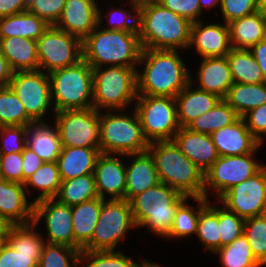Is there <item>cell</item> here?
Here are the masks:
<instances>
[{
  "label": "cell",
  "mask_w": 266,
  "mask_h": 267,
  "mask_svg": "<svg viewBox=\"0 0 266 267\" xmlns=\"http://www.w3.org/2000/svg\"><path fill=\"white\" fill-rule=\"evenodd\" d=\"M190 71L179 50L142 48L137 66L138 95L175 98L190 83Z\"/></svg>",
  "instance_id": "1"
},
{
  "label": "cell",
  "mask_w": 266,
  "mask_h": 267,
  "mask_svg": "<svg viewBox=\"0 0 266 267\" xmlns=\"http://www.w3.org/2000/svg\"><path fill=\"white\" fill-rule=\"evenodd\" d=\"M192 23L157 0L139 3L138 35L142 48L188 51Z\"/></svg>",
  "instance_id": "2"
},
{
  "label": "cell",
  "mask_w": 266,
  "mask_h": 267,
  "mask_svg": "<svg viewBox=\"0 0 266 267\" xmlns=\"http://www.w3.org/2000/svg\"><path fill=\"white\" fill-rule=\"evenodd\" d=\"M83 59L94 69L137 67L142 46L138 32L106 30L99 25L82 41Z\"/></svg>",
  "instance_id": "3"
},
{
  "label": "cell",
  "mask_w": 266,
  "mask_h": 267,
  "mask_svg": "<svg viewBox=\"0 0 266 267\" xmlns=\"http://www.w3.org/2000/svg\"><path fill=\"white\" fill-rule=\"evenodd\" d=\"M160 182L189 198L204 197V173L172 141L149 143Z\"/></svg>",
  "instance_id": "4"
},
{
  "label": "cell",
  "mask_w": 266,
  "mask_h": 267,
  "mask_svg": "<svg viewBox=\"0 0 266 267\" xmlns=\"http://www.w3.org/2000/svg\"><path fill=\"white\" fill-rule=\"evenodd\" d=\"M187 198L162 182L148 188L130 201L136 227H147L158 238H166L178 207Z\"/></svg>",
  "instance_id": "5"
},
{
  "label": "cell",
  "mask_w": 266,
  "mask_h": 267,
  "mask_svg": "<svg viewBox=\"0 0 266 267\" xmlns=\"http://www.w3.org/2000/svg\"><path fill=\"white\" fill-rule=\"evenodd\" d=\"M129 111L99 112L101 153L127 155L147 151L149 142L144 137L137 111L134 107Z\"/></svg>",
  "instance_id": "6"
},
{
  "label": "cell",
  "mask_w": 266,
  "mask_h": 267,
  "mask_svg": "<svg viewBox=\"0 0 266 267\" xmlns=\"http://www.w3.org/2000/svg\"><path fill=\"white\" fill-rule=\"evenodd\" d=\"M137 97V67L103 66L93 69V107L97 111L129 109Z\"/></svg>",
  "instance_id": "7"
},
{
  "label": "cell",
  "mask_w": 266,
  "mask_h": 267,
  "mask_svg": "<svg viewBox=\"0 0 266 267\" xmlns=\"http://www.w3.org/2000/svg\"><path fill=\"white\" fill-rule=\"evenodd\" d=\"M48 75L55 112L93 107V68L84 59Z\"/></svg>",
  "instance_id": "8"
},
{
  "label": "cell",
  "mask_w": 266,
  "mask_h": 267,
  "mask_svg": "<svg viewBox=\"0 0 266 267\" xmlns=\"http://www.w3.org/2000/svg\"><path fill=\"white\" fill-rule=\"evenodd\" d=\"M131 203L126 199H101V210L91 240L82 248L89 251H115L135 229Z\"/></svg>",
  "instance_id": "9"
},
{
  "label": "cell",
  "mask_w": 266,
  "mask_h": 267,
  "mask_svg": "<svg viewBox=\"0 0 266 267\" xmlns=\"http://www.w3.org/2000/svg\"><path fill=\"white\" fill-rule=\"evenodd\" d=\"M139 116L145 139L172 141L180 128L175 98L138 95L133 106Z\"/></svg>",
  "instance_id": "10"
},
{
  "label": "cell",
  "mask_w": 266,
  "mask_h": 267,
  "mask_svg": "<svg viewBox=\"0 0 266 267\" xmlns=\"http://www.w3.org/2000/svg\"><path fill=\"white\" fill-rule=\"evenodd\" d=\"M256 152L258 153V149L244 155L219 156L204 173V197L217 200L232 186L258 173L266 164L254 157Z\"/></svg>",
  "instance_id": "11"
},
{
  "label": "cell",
  "mask_w": 266,
  "mask_h": 267,
  "mask_svg": "<svg viewBox=\"0 0 266 267\" xmlns=\"http://www.w3.org/2000/svg\"><path fill=\"white\" fill-rule=\"evenodd\" d=\"M39 70L49 74L83 59L82 40L50 25L36 40Z\"/></svg>",
  "instance_id": "12"
},
{
  "label": "cell",
  "mask_w": 266,
  "mask_h": 267,
  "mask_svg": "<svg viewBox=\"0 0 266 267\" xmlns=\"http://www.w3.org/2000/svg\"><path fill=\"white\" fill-rule=\"evenodd\" d=\"M52 117L62 147L100 148L99 111L94 107L62 110Z\"/></svg>",
  "instance_id": "13"
},
{
  "label": "cell",
  "mask_w": 266,
  "mask_h": 267,
  "mask_svg": "<svg viewBox=\"0 0 266 267\" xmlns=\"http://www.w3.org/2000/svg\"><path fill=\"white\" fill-rule=\"evenodd\" d=\"M8 86L20 99L27 115L34 122L46 121L44 117L48 112L56 113L51 99L50 78L44 71L14 72Z\"/></svg>",
  "instance_id": "14"
},
{
  "label": "cell",
  "mask_w": 266,
  "mask_h": 267,
  "mask_svg": "<svg viewBox=\"0 0 266 267\" xmlns=\"http://www.w3.org/2000/svg\"><path fill=\"white\" fill-rule=\"evenodd\" d=\"M34 223L14 225L0 251V267H38L46 239Z\"/></svg>",
  "instance_id": "15"
},
{
  "label": "cell",
  "mask_w": 266,
  "mask_h": 267,
  "mask_svg": "<svg viewBox=\"0 0 266 267\" xmlns=\"http://www.w3.org/2000/svg\"><path fill=\"white\" fill-rule=\"evenodd\" d=\"M217 201L245 219L266 213V165L251 178L232 186Z\"/></svg>",
  "instance_id": "16"
},
{
  "label": "cell",
  "mask_w": 266,
  "mask_h": 267,
  "mask_svg": "<svg viewBox=\"0 0 266 267\" xmlns=\"http://www.w3.org/2000/svg\"><path fill=\"white\" fill-rule=\"evenodd\" d=\"M33 223H45L47 243L63 244L74 248V232L71 206L56 198L42 199L34 203Z\"/></svg>",
  "instance_id": "17"
},
{
  "label": "cell",
  "mask_w": 266,
  "mask_h": 267,
  "mask_svg": "<svg viewBox=\"0 0 266 267\" xmlns=\"http://www.w3.org/2000/svg\"><path fill=\"white\" fill-rule=\"evenodd\" d=\"M124 158L126 155L123 154L101 153L99 155L94 169L99 198L125 199L127 161Z\"/></svg>",
  "instance_id": "18"
},
{
  "label": "cell",
  "mask_w": 266,
  "mask_h": 267,
  "mask_svg": "<svg viewBox=\"0 0 266 267\" xmlns=\"http://www.w3.org/2000/svg\"><path fill=\"white\" fill-rule=\"evenodd\" d=\"M192 48L200 58L226 56L231 50L228 24H207L205 20L192 23L188 51Z\"/></svg>",
  "instance_id": "19"
},
{
  "label": "cell",
  "mask_w": 266,
  "mask_h": 267,
  "mask_svg": "<svg viewBox=\"0 0 266 267\" xmlns=\"http://www.w3.org/2000/svg\"><path fill=\"white\" fill-rule=\"evenodd\" d=\"M99 4L98 0H66L54 26L83 41L99 25Z\"/></svg>",
  "instance_id": "20"
},
{
  "label": "cell",
  "mask_w": 266,
  "mask_h": 267,
  "mask_svg": "<svg viewBox=\"0 0 266 267\" xmlns=\"http://www.w3.org/2000/svg\"><path fill=\"white\" fill-rule=\"evenodd\" d=\"M219 156L244 155L257 151L262 145L247 127L243 117L210 134Z\"/></svg>",
  "instance_id": "21"
},
{
  "label": "cell",
  "mask_w": 266,
  "mask_h": 267,
  "mask_svg": "<svg viewBox=\"0 0 266 267\" xmlns=\"http://www.w3.org/2000/svg\"><path fill=\"white\" fill-rule=\"evenodd\" d=\"M196 79L190 73V82L196 88L208 93H213L224 99L230 87L234 84L226 56L208 57L199 60ZM198 82L196 84L195 82Z\"/></svg>",
  "instance_id": "22"
},
{
  "label": "cell",
  "mask_w": 266,
  "mask_h": 267,
  "mask_svg": "<svg viewBox=\"0 0 266 267\" xmlns=\"http://www.w3.org/2000/svg\"><path fill=\"white\" fill-rule=\"evenodd\" d=\"M125 199L131 201L136 195L160 183L154 159L147 150L127 154ZM129 159V160H128Z\"/></svg>",
  "instance_id": "23"
},
{
  "label": "cell",
  "mask_w": 266,
  "mask_h": 267,
  "mask_svg": "<svg viewBox=\"0 0 266 267\" xmlns=\"http://www.w3.org/2000/svg\"><path fill=\"white\" fill-rule=\"evenodd\" d=\"M34 202L22 183L0 180V215L14 225L33 223Z\"/></svg>",
  "instance_id": "24"
},
{
  "label": "cell",
  "mask_w": 266,
  "mask_h": 267,
  "mask_svg": "<svg viewBox=\"0 0 266 267\" xmlns=\"http://www.w3.org/2000/svg\"><path fill=\"white\" fill-rule=\"evenodd\" d=\"M173 141L199 169L205 173L218 159L219 154L209 134L180 127Z\"/></svg>",
  "instance_id": "25"
},
{
  "label": "cell",
  "mask_w": 266,
  "mask_h": 267,
  "mask_svg": "<svg viewBox=\"0 0 266 267\" xmlns=\"http://www.w3.org/2000/svg\"><path fill=\"white\" fill-rule=\"evenodd\" d=\"M220 100L217 95L199 90L190 82L175 97L180 127H187L194 119L212 110Z\"/></svg>",
  "instance_id": "26"
},
{
  "label": "cell",
  "mask_w": 266,
  "mask_h": 267,
  "mask_svg": "<svg viewBox=\"0 0 266 267\" xmlns=\"http://www.w3.org/2000/svg\"><path fill=\"white\" fill-rule=\"evenodd\" d=\"M47 121L30 123L27 126L26 146L45 162H57L62 144L57 126Z\"/></svg>",
  "instance_id": "27"
},
{
  "label": "cell",
  "mask_w": 266,
  "mask_h": 267,
  "mask_svg": "<svg viewBox=\"0 0 266 267\" xmlns=\"http://www.w3.org/2000/svg\"><path fill=\"white\" fill-rule=\"evenodd\" d=\"M100 154V148L62 147L57 158L61 180H70L94 173Z\"/></svg>",
  "instance_id": "28"
},
{
  "label": "cell",
  "mask_w": 266,
  "mask_h": 267,
  "mask_svg": "<svg viewBox=\"0 0 266 267\" xmlns=\"http://www.w3.org/2000/svg\"><path fill=\"white\" fill-rule=\"evenodd\" d=\"M230 45L235 49H250L266 38V14L256 11L228 23Z\"/></svg>",
  "instance_id": "29"
},
{
  "label": "cell",
  "mask_w": 266,
  "mask_h": 267,
  "mask_svg": "<svg viewBox=\"0 0 266 267\" xmlns=\"http://www.w3.org/2000/svg\"><path fill=\"white\" fill-rule=\"evenodd\" d=\"M0 50L14 72L39 70L35 40L20 37L0 38Z\"/></svg>",
  "instance_id": "30"
},
{
  "label": "cell",
  "mask_w": 266,
  "mask_h": 267,
  "mask_svg": "<svg viewBox=\"0 0 266 267\" xmlns=\"http://www.w3.org/2000/svg\"><path fill=\"white\" fill-rule=\"evenodd\" d=\"M101 210V198L71 206L74 248H82L91 240Z\"/></svg>",
  "instance_id": "31"
},
{
  "label": "cell",
  "mask_w": 266,
  "mask_h": 267,
  "mask_svg": "<svg viewBox=\"0 0 266 267\" xmlns=\"http://www.w3.org/2000/svg\"><path fill=\"white\" fill-rule=\"evenodd\" d=\"M49 26L37 15L25 11L0 18V38L20 37L36 41Z\"/></svg>",
  "instance_id": "32"
},
{
  "label": "cell",
  "mask_w": 266,
  "mask_h": 267,
  "mask_svg": "<svg viewBox=\"0 0 266 267\" xmlns=\"http://www.w3.org/2000/svg\"><path fill=\"white\" fill-rule=\"evenodd\" d=\"M191 200L194 201V203H197V208L196 206L190 204ZM207 203L208 199L205 197H188L178 207L171 231L165 239L168 241H181V239H188V237L196 235L199 213L207 205Z\"/></svg>",
  "instance_id": "33"
},
{
  "label": "cell",
  "mask_w": 266,
  "mask_h": 267,
  "mask_svg": "<svg viewBox=\"0 0 266 267\" xmlns=\"http://www.w3.org/2000/svg\"><path fill=\"white\" fill-rule=\"evenodd\" d=\"M224 100L243 117L251 109L266 104V82L259 84L234 83Z\"/></svg>",
  "instance_id": "34"
},
{
  "label": "cell",
  "mask_w": 266,
  "mask_h": 267,
  "mask_svg": "<svg viewBox=\"0 0 266 267\" xmlns=\"http://www.w3.org/2000/svg\"><path fill=\"white\" fill-rule=\"evenodd\" d=\"M61 182L57 162H45L25 181L24 187L28 197L32 195V192L37 191V194L38 191L40 192L36 198L32 199L35 203L42 199L55 198Z\"/></svg>",
  "instance_id": "35"
},
{
  "label": "cell",
  "mask_w": 266,
  "mask_h": 267,
  "mask_svg": "<svg viewBox=\"0 0 266 267\" xmlns=\"http://www.w3.org/2000/svg\"><path fill=\"white\" fill-rule=\"evenodd\" d=\"M120 4V7L118 5L111 6L107 13L103 16V9L101 8V4L99 5V26L106 30H117V31H126V32H138V8H139V2L134 0H122L118 1ZM125 4H124V3ZM129 8H126L124 5ZM130 4V5H129ZM124 6V7H123ZM126 8V9H125ZM106 19L105 21H103ZM104 22L106 24H104ZM108 23V24H107ZM104 26H103V25ZM108 25V26H107Z\"/></svg>",
  "instance_id": "36"
},
{
  "label": "cell",
  "mask_w": 266,
  "mask_h": 267,
  "mask_svg": "<svg viewBox=\"0 0 266 267\" xmlns=\"http://www.w3.org/2000/svg\"><path fill=\"white\" fill-rule=\"evenodd\" d=\"M226 58L234 83L259 84L266 82L249 49L231 48Z\"/></svg>",
  "instance_id": "37"
},
{
  "label": "cell",
  "mask_w": 266,
  "mask_h": 267,
  "mask_svg": "<svg viewBox=\"0 0 266 267\" xmlns=\"http://www.w3.org/2000/svg\"><path fill=\"white\" fill-rule=\"evenodd\" d=\"M214 201L213 203L208 200L207 205L200 211L195 235L204 250L212 255L220 249L219 206L218 201Z\"/></svg>",
  "instance_id": "38"
},
{
  "label": "cell",
  "mask_w": 266,
  "mask_h": 267,
  "mask_svg": "<svg viewBox=\"0 0 266 267\" xmlns=\"http://www.w3.org/2000/svg\"><path fill=\"white\" fill-rule=\"evenodd\" d=\"M55 198L68 206L99 198L94 173L62 181Z\"/></svg>",
  "instance_id": "39"
},
{
  "label": "cell",
  "mask_w": 266,
  "mask_h": 267,
  "mask_svg": "<svg viewBox=\"0 0 266 267\" xmlns=\"http://www.w3.org/2000/svg\"><path fill=\"white\" fill-rule=\"evenodd\" d=\"M240 116L224 100L221 99L212 110L194 119L188 126L191 131L212 134L214 131L234 123Z\"/></svg>",
  "instance_id": "40"
},
{
  "label": "cell",
  "mask_w": 266,
  "mask_h": 267,
  "mask_svg": "<svg viewBox=\"0 0 266 267\" xmlns=\"http://www.w3.org/2000/svg\"><path fill=\"white\" fill-rule=\"evenodd\" d=\"M213 255L218 256L220 267H261V263L255 258L243 233Z\"/></svg>",
  "instance_id": "41"
},
{
  "label": "cell",
  "mask_w": 266,
  "mask_h": 267,
  "mask_svg": "<svg viewBox=\"0 0 266 267\" xmlns=\"http://www.w3.org/2000/svg\"><path fill=\"white\" fill-rule=\"evenodd\" d=\"M33 122L13 90L9 86L0 88V127L28 126Z\"/></svg>",
  "instance_id": "42"
},
{
  "label": "cell",
  "mask_w": 266,
  "mask_h": 267,
  "mask_svg": "<svg viewBox=\"0 0 266 267\" xmlns=\"http://www.w3.org/2000/svg\"><path fill=\"white\" fill-rule=\"evenodd\" d=\"M144 260L145 258L142 257L141 262L138 263L120 250H82L80 253V267H138Z\"/></svg>",
  "instance_id": "43"
},
{
  "label": "cell",
  "mask_w": 266,
  "mask_h": 267,
  "mask_svg": "<svg viewBox=\"0 0 266 267\" xmlns=\"http://www.w3.org/2000/svg\"><path fill=\"white\" fill-rule=\"evenodd\" d=\"M80 253L70 246L46 243L38 267H79Z\"/></svg>",
  "instance_id": "44"
},
{
  "label": "cell",
  "mask_w": 266,
  "mask_h": 267,
  "mask_svg": "<svg viewBox=\"0 0 266 267\" xmlns=\"http://www.w3.org/2000/svg\"><path fill=\"white\" fill-rule=\"evenodd\" d=\"M243 234L255 258L262 263L266 258V213L245 219Z\"/></svg>",
  "instance_id": "45"
},
{
  "label": "cell",
  "mask_w": 266,
  "mask_h": 267,
  "mask_svg": "<svg viewBox=\"0 0 266 267\" xmlns=\"http://www.w3.org/2000/svg\"><path fill=\"white\" fill-rule=\"evenodd\" d=\"M220 248L232 243L243 233L244 219L219 202Z\"/></svg>",
  "instance_id": "46"
},
{
  "label": "cell",
  "mask_w": 266,
  "mask_h": 267,
  "mask_svg": "<svg viewBox=\"0 0 266 267\" xmlns=\"http://www.w3.org/2000/svg\"><path fill=\"white\" fill-rule=\"evenodd\" d=\"M26 138L27 126H1L0 154L23 152Z\"/></svg>",
  "instance_id": "47"
},
{
  "label": "cell",
  "mask_w": 266,
  "mask_h": 267,
  "mask_svg": "<svg viewBox=\"0 0 266 267\" xmlns=\"http://www.w3.org/2000/svg\"><path fill=\"white\" fill-rule=\"evenodd\" d=\"M219 8L221 21L228 24L258 11V0H221Z\"/></svg>",
  "instance_id": "48"
},
{
  "label": "cell",
  "mask_w": 266,
  "mask_h": 267,
  "mask_svg": "<svg viewBox=\"0 0 266 267\" xmlns=\"http://www.w3.org/2000/svg\"><path fill=\"white\" fill-rule=\"evenodd\" d=\"M66 0H35L28 11L43 19L49 25H55L60 18Z\"/></svg>",
  "instance_id": "49"
},
{
  "label": "cell",
  "mask_w": 266,
  "mask_h": 267,
  "mask_svg": "<svg viewBox=\"0 0 266 267\" xmlns=\"http://www.w3.org/2000/svg\"><path fill=\"white\" fill-rule=\"evenodd\" d=\"M0 175L3 180L22 183V152L0 154Z\"/></svg>",
  "instance_id": "50"
},
{
  "label": "cell",
  "mask_w": 266,
  "mask_h": 267,
  "mask_svg": "<svg viewBox=\"0 0 266 267\" xmlns=\"http://www.w3.org/2000/svg\"><path fill=\"white\" fill-rule=\"evenodd\" d=\"M172 12L188 19L191 23L203 20L199 0H157Z\"/></svg>",
  "instance_id": "51"
},
{
  "label": "cell",
  "mask_w": 266,
  "mask_h": 267,
  "mask_svg": "<svg viewBox=\"0 0 266 267\" xmlns=\"http://www.w3.org/2000/svg\"><path fill=\"white\" fill-rule=\"evenodd\" d=\"M248 129L263 146L266 140V104L251 109L243 116Z\"/></svg>",
  "instance_id": "52"
},
{
  "label": "cell",
  "mask_w": 266,
  "mask_h": 267,
  "mask_svg": "<svg viewBox=\"0 0 266 267\" xmlns=\"http://www.w3.org/2000/svg\"><path fill=\"white\" fill-rule=\"evenodd\" d=\"M44 163L45 161L26 146L22 152L23 184Z\"/></svg>",
  "instance_id": "53"
},
{
  "label": "cell",
  "mask_w": 266,
  "mask_h": 267,
  "mask_svg": "<svg viewBox=\"0 0 266 267\" xmlns=\"http://www.w3.org/2000/svg\"><path fill=\"white\" fill-rule=\"evenodd\" d=\"M28 11L23 0H0V18Z\"/></svg>",
  "instance_id": "54"
},
{
  "label": "cell",
  "mask_w": 266,
  "mask_h": 267,
  "mask_svg": "<svg viewBox=\"0 0 266 267\" xmlns=\"http://www.w3.org/2000/svg\"><path fill=\"white\" fill-rule=\"evenodd\" d=\"M249 50L259 65L266 81V38L252 46Z\"/></svg>",
  "instance_id": "55"
},
{
  "label": "cell",
  "mask_w": 266,
  "mask_h": 267,
  "mask_svg": "<svg viewBox=\"0 0 266 267\" xmlns=\"http://www.w3.org/2000/svg\"><path fill=\"white\" fill-rule=\"evenodd\" d=\"M14 71L0 50V88H6L12 78Z\"/></svg>",
  "instance_id": "56"
},
{
  "label": "cell",
  "mask_w": 266,
  "mask_h": 267,
  "mask_svg": "<svg viewBox=\"0 0 266 267\" xmlns=\"http://www.w3.org/2000/svg\"><path fill=\"white\" fill-rule=\"evenodd\" d=\"M14 224L5 216L0 215V236H9V232Z\"/></svg>",
  "instance_id": "57"
},
{
  "label": "cell",
  "mask_w": 266,
  "mask_h": 267,
  "mask_svg": "<svg viewBox=\"0 0 266 267\" xmlns=\"http://www.w3.org/2000/svg\"><path fill=\"white\" fill-rule=\"evenodd\" d=\"M220 2L221 0H199L201 12L205 14L204 11L206 9L210 11L211 9L213 10V8H219Z\"/></svg>",
  "instance_id": "58"
},
{
  "label": "cell",
  "mask_w": 266,
  "mask_h": 267,
  "mask_svg": "<svg viewBox=\"0 0 266 267\" xmlns=\"http://www.w3.org/2000/svg\"><path fill=\"white\" fill-rule=\"evenodd\" d=\"M138 267H165V266H161L160 264H158V262L156 263L145 259Z\"/></svg>",
  "instance_id": "59"
},
{
  "label": "cell",
  "mask_w": 266,
  "mask_h": 267,
  "mask_svg": "<svg viewBox=\"0 0 266 267\" xmlns=\"http://www.w3.org/2000/svg\"><path fill=\"white\" fill-rule=\"evenodd\" d=\"M258 10L266 14V0H258Z\"/></svg>",
  "instance_id": "60"
},
{
  "label": "cell",
  "mask_w": 266,
  "mask_h": 267,
  "mask_svg": "<svg viewBox=\"0 0 266 267\" xmlns=\"http://www.w3.org/2000/svg\"><path fill=\"white\" fill-rule=\"evenodd\" d=\"M7 237L8 236H0V251L4 247V245L7 243Z\"/></svg>",
  "instance_id": "61"
},
{
  "label": "cell",
  "mask_w": 266,
  "mask_h": 267,
  "mask_svg": "<svg viewBox=\"0 0 266 267\" xmlns=\"http://www.w3.org/2000/svg\"><path fill=\"white\" fill-rule=\"evenodd\" d=\"M25 5L29 7L35 0H23Z\"/></svg>",
  "instance_id": "62"
},
{
  "label": "cell",
  "mask_w": 266,
  "mask_h": 267,
  "mask_svg": "<svg viewBox=\"0 0 266 267\" xmlns=\"http://www.w3.org/2000/svg\"><path fill=\"white\" fill-rule=\"evenodd\" d=\"M266 267V258L263 260V262L261 263V267Z\"/></svg>",
  "instance_id": "63"
},
{
  "label": "cell",
  "mask_w": 266,
  "mask_h": 267,
  "mask_svg": "<svg viewBox=\"0 0 266 267\" xmlns=\"http://www.w3.org/2000/svg\"><path fill=\"white\" fill-rule=\"evenodd\" d=\"M134 1H137V2L140 3V2H143V1H146V0H134Z\"/></svg>",
  "instance_id": "64"
}]
</instances>
